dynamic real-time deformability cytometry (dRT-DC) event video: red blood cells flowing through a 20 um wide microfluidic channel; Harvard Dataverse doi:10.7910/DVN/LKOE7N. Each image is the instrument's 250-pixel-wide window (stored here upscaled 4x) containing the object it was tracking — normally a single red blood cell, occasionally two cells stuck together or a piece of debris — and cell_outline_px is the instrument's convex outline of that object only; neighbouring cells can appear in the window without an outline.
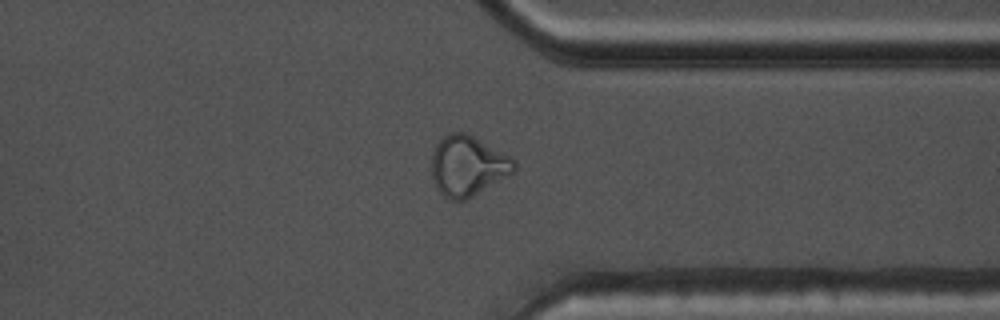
{"species": "common noctule bat (a hibernating species)", "species_latin": "Nyctalus noctula", "temperature_condition": "warm", "stored_images_in_passage": 49, "camera_frame_rate_fps": 3000, "um_per_image_px": 0.085, "animal": {"sex": "male", "body_mass_g": 17.5, "forearm_length_mm": 52.3}, "frame": {"image": 1, "passage_image": 42, "time_ms": 13.667, "image_size_px": [1000, 320], "cell_outline_px": [[516, 168], [512, 172], [468, 200], [448, 200], [436, 188], [432, 180], [432, 152], [436, 144], [448, 132], [468, 132], [512, 156], [516, 160]], "centroid_in_image_um": [39.76, 14.08], "position_along_channel_um": 371.6, "area_um2": 29.42}, "authors_computed_cell_mechanics": {"area_um2": 26.0678, "velocity_mm_per_s": 3.7998, "shape_relaxation_time_tau1_ms": null, "shape_relaxation_time_tau2_ms": 1.1672, "deformation_change_tau1": null, "deformation_change_tau2": 0.0779}}